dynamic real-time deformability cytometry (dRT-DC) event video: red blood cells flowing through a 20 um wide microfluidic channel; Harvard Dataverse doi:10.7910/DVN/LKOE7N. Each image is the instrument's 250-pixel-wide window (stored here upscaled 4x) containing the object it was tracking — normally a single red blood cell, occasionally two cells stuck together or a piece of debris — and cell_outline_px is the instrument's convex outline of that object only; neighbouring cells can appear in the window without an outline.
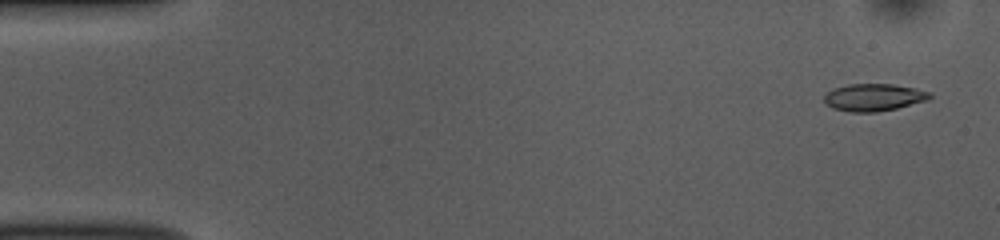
{"species": "common noctule bat (a hibernating species)", "species_latin": "Nyctalus noctula", "temperature_condition": "room temperature", "stored_images_in_passage": 54, "camera_frame_rate_fps": 3000, "um_per_image_px": 0.085, "animal": {"sex": "female", "body_mass_g": 10.0, "forearm_length_mm": 53.1}, "frame": {"image": 1, "passage_image": 3, "time_ms": 0.667, "image_size_px": [1000, 240], "cell_outline_px": [[932, 96], [928, 100], [896, 108], [876, 112], [848, 112], [832, 108], [824, 104], [824, 96], [832, 88], [848, 84], [892, 84], [916, 88], [932, 92]], "centroid_in_image_um": [74.25, 8.27], "position_along_channel_um": 10.7, "area_um2": 16.99}}
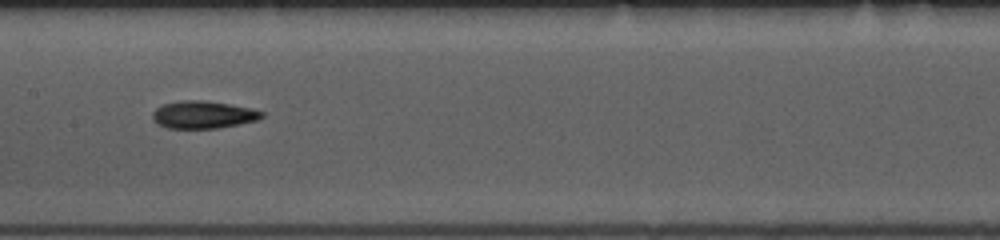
{"frame": {"image": 2, "passage_image": 27, "time_ms": 8.667, "image_size_px": [1000, 240], "cell_outline_px": [[264, 116], [260, 120], [240, 124], [216, 128], [168, 128], [156, 124], [152, 120], [152, 112], [156, 108], [164, 104], [180, 100], [204, 100], [252, 108], [264, 112]], "centroid_in_image_um": [17.27, 9.75], "position_along_channel_um": 190.1, "area_um2": 17.69}}
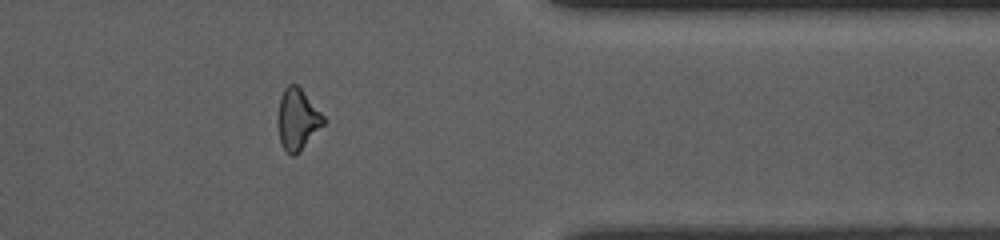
{"frame": {"image": 3, "passage_image": 44, "time_ms": 14.333, "image_size_px": [1000, 240], "cell_outline_px": [[324, 124], [300, 152], [292, 156], [280, 144], [280, 96], [284, 88], [288, 84], [296, 84], [300, 88], [324, 116]], "centroid_in_image_um": [25.31, 10.15], "position_along_channel_um": 386.1, "area_um2": 15.66}, "authors_computed_cell_mechanics": {"area_um2": 17.1666, "velocity_mm_per_s": 3.7396, "shape_relaxation_time_tau1_ms": 3.0642, "shape_relaxation_time_tau2_ms": 7.8042, "deformation_change_tau1": 0.1179, "deformation_change_tau2": 0.1782}}